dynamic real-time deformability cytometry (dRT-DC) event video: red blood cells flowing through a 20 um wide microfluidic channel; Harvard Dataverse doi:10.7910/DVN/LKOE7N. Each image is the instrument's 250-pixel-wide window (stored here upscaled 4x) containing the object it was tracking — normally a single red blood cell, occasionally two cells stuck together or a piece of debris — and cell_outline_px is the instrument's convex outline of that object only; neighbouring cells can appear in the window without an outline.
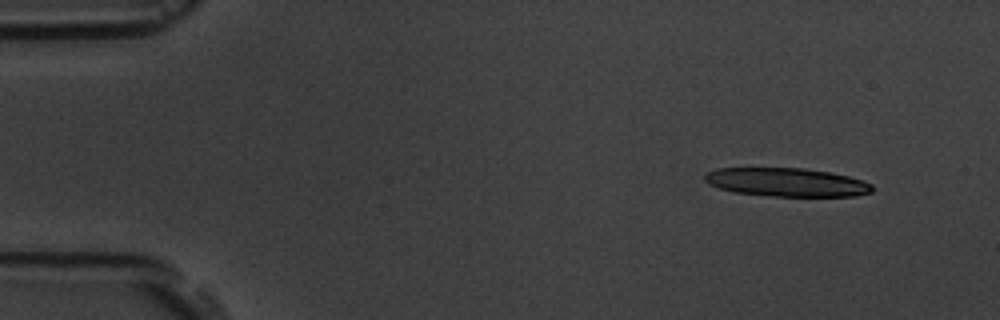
{"species": "common noctule bat (a hibernating species)", "species_latin": "Nyctalus noctula", "temperature_condition": "room temperature", "stored_images_in_passage": 10, "camera_frame_rate_fps": 3000, "um_per_image_px": 0.085, "animal": {"sex": "male", "body_mass_g": 19.5, "forearm_length_mm": 54.6}, "frame": {"image": 1, "passage_image": 2, "time_ms": 1.333, "image_size_px": [1000, 320], "cell_outline_px": [[872, 192], [856, 196], [772, 196], [736, 192], [720, 188], [708, 184], [704, 180], [704, 176], [708, 172], [716, 168], [804, 168], [828, 172], [848, 176], [872, 184]], "centroid_in_image_um": [66.85, 15.49], "position_along_channel_um": 18.1, "area_um2": 27.69}}
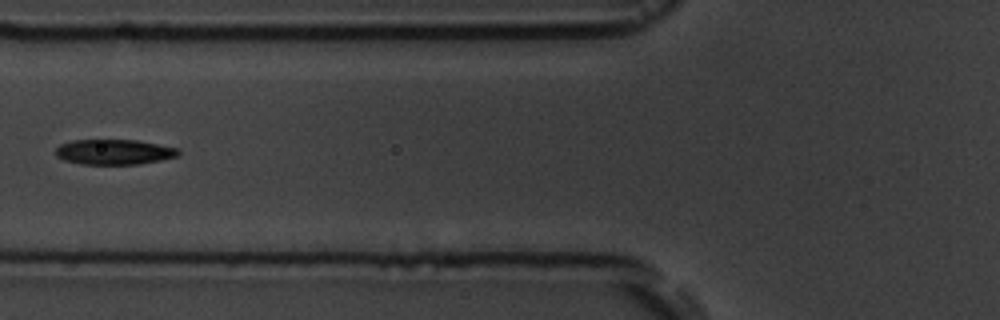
{"frame": {"image": 2, "passage_image": 7, "time_ms": 7.0, "image_size_px": [1000, 320], "cell_outline_px": [[180, 152], [176, 156], [160, 160], [136, 164], [80, 164], [64, 160], [56, 156], [56, 148], [60, 144], [72, 140], [136, 140], [180, 148]], "centroid_in_image_um": [9.68, 12.91], "position_along_channel_um": 116.1, "area_um2": 17.98}}
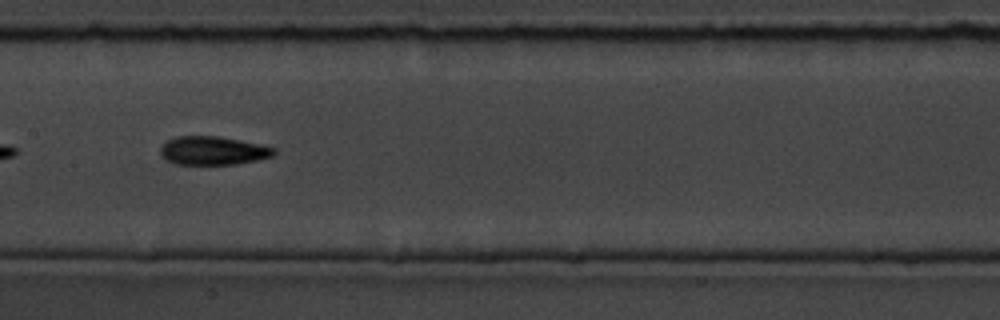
{"frame": {"image": 3, "passage_image": 9, "time_ms": 9.0, "image_size_px": [1000, 320], "cell_outline_px": [[276, 152], [272, 156], [256, 160], [236, 164], [176, 164], [160, 156], [160, 148], [164, 140], [176, 136], [220, 136], [260, 144], [276, 148]], "centroid_in_image_um": [18.07, 12.79], "position_along_channel_um": 189.3, "area_um2": 19.02}}